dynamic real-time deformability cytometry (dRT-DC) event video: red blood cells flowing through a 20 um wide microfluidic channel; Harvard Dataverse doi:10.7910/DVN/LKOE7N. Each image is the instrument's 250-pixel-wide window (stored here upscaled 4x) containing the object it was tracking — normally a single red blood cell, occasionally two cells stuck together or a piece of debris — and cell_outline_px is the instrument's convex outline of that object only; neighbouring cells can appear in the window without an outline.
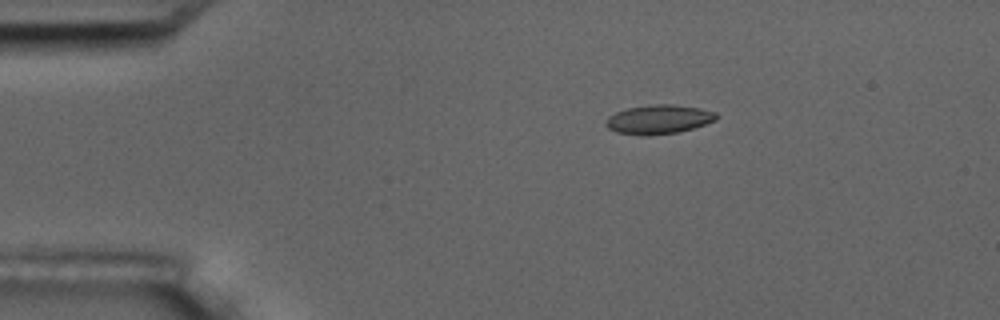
{"species": "common noctule bat (a hibernating species)", "species_latin": "Nyctalus noctula", "temperature_condition": "room temperature", "stored_images_in_passage": 2, "camera_frame_rate_fps": 3000, "um_per_image_px": 0.085, "animal": {"sex": "male", "body_mass_g": 17.5, "forearm_length_mm": 52.3}, "frame": {"image": 1, "passage_image": 1, "time_ms": 0.0, "image_size_px": [1000, 320], "cell_outline_px": [[716, 120], [680, 132], [648, 136], [640, 136], [616, 132], [608, 128], [604, 124], [608, 116], [616, 112], [628, 108], [652, 104], [672, 104], [700, 108], [716, 112]], "centroid_in_image_um": [55.95, 10.16], "position_along_channel_um": 29.0, "area_um2": 18.84}}